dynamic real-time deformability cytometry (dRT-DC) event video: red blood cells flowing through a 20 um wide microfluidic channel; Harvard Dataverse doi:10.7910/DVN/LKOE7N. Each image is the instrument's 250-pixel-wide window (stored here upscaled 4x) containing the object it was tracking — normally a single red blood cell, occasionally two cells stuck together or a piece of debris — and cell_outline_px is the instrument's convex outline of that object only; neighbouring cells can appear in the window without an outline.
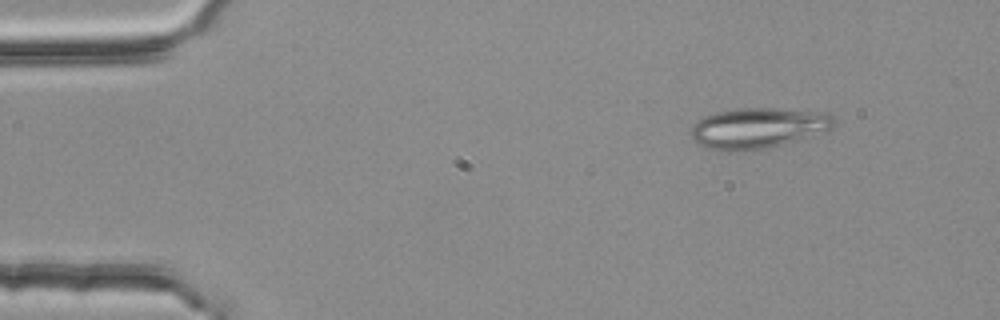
{"species": "common noctule bat (a hibernating species)", "species_latin": "Nyctalus noctula", "temperature_condition": "room temperature", "stored_images_in_passage": 48, "segment_of_instrument_passage": [1, 2], "camera_frame_rate_fps": 3000, "um_per_image_px": 0.085, "animal": {"sex": "female", "body_mass_g": 25.1}, "frame": {"image": 1, "passage_image": 1, "time_ms": 0.0, "image_size_px": [1000, 320], "cell_outline_px": [[832, 128], [796, 140], [764, 148], [740, 152], [708, 148], [692, 140], [692, 124], [696, 120], [704, 116], [716, 112], [740, 108], [776, 108], [828, 112], [832, 116]], "centroid_in_image_um": [64.38, 10.86], "position_along_channel_um": 20.6, "area_um2": 33.47}}